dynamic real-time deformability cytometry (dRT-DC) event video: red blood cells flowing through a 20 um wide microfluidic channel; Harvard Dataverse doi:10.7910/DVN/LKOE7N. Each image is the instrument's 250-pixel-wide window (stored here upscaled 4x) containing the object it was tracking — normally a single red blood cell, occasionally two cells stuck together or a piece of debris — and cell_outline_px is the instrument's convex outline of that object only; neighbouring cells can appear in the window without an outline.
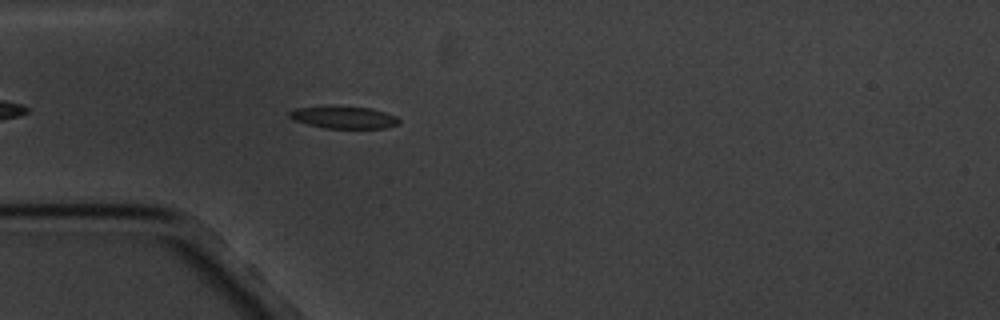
{"species": "common noctule bat (a hibernating species)", "species_latin": "Nyctalus noctula", "temperature_condition": "cold", "stored_images_in_passage": 1, "camera_frame_rate_fps": 3000, "um_per_image_px": 0.085, "animal": {"sex": "male", "body_mass_g": 20.1, "forearm_length_mm": 53.5}, "frame": {"image": 1, "passage_image": 1, "time_ms": 0.0, "image_size_px": [1000, 320], "cell_outline_px": [[400, 124], [384, 128], [324, 128], [292, 120], [288, 116], [288, 112], [296, 108], [368, 108], [384, 112], [396, 116], [400, 120]], "centroid_in_image_um": [29.24, 10.02], "position_along_channel_um": 55.8, "area_um2": 13.58}}